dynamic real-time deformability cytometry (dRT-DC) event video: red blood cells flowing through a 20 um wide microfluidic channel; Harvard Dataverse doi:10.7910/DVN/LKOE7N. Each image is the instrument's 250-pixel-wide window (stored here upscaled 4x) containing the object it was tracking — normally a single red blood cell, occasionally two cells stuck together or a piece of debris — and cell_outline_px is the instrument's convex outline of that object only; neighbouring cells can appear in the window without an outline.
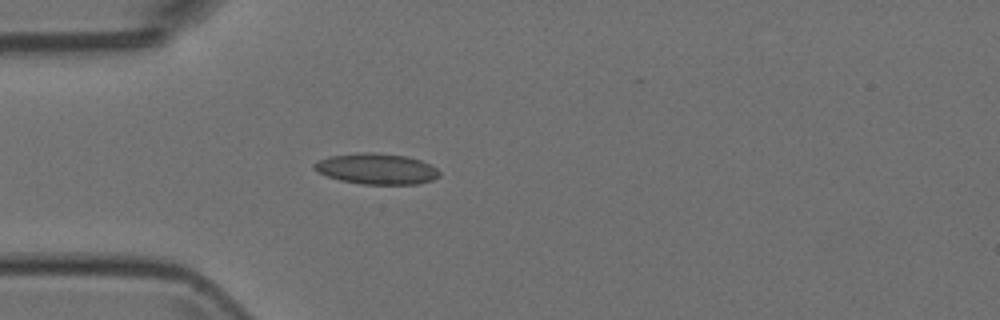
{"species": "Egyptian fruit bat (a non-hibernating species)", "species_latin": "Rousettus aegyptiacus", "temperature_condition": "room temperature", "stored_images_in_passage": 3, "camera_frame_rate_fps": 3000, "um_per_image_px": 0.085, "animal": {"sex": "female"}, "frame": {"image": 1, "passage_image": 3, "time_ms": 0.667, "image_size_px": [1000, 320], "cell_outline_px": [[440, 176], [432, 180], [416, 184], [360, 184], [340, 180], [328, 176], [312, 168], [312, 164], [328, 156], [356, 152], [376, 152], [404, 156], [420, 160], [436, 168], [440, 172]], "centroid_in_image_um": [31.99, 14.34], "position_along_channel_um": 53.0, "area_um2": 22.48}}